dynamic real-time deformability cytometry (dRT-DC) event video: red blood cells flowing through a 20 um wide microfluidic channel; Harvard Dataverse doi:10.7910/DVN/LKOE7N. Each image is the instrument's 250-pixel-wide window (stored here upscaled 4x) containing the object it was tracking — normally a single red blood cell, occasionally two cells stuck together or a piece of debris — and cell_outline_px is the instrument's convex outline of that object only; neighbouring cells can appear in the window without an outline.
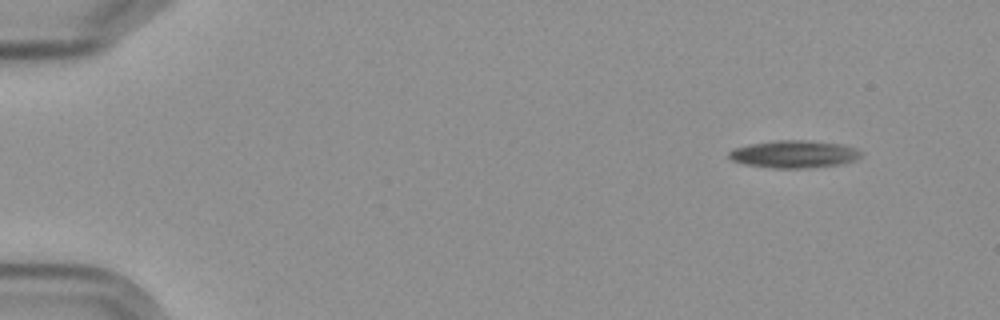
{"species": "Egyptian fruit bat (a non-hibernating species)", "species_latin": "Rousettus aegyptiacus", "temperature_condition": "cold", "stored_images_in_passage": 6, "camera_frame_rate_fps": 3000, "um_per_image_px": 0.085, "frame": {"image": 1, "passage_image": 1, "time_ms": 0.0, "image_size_px": [1000, 320], "cell_outline_px": [[864, 152], [856, 160], [844, 164], [812, 168], [772, 168], [744, 164], [732, 160], [728, 156], [728, 152], [732, 148], [748, 144], [776, 140], [808, 140], [840, 144], [856, 148]], "centroid_in_image_um": [67.51, 13.1], "position_along_channel_um": 17.5, "area_um2": 21.5}}
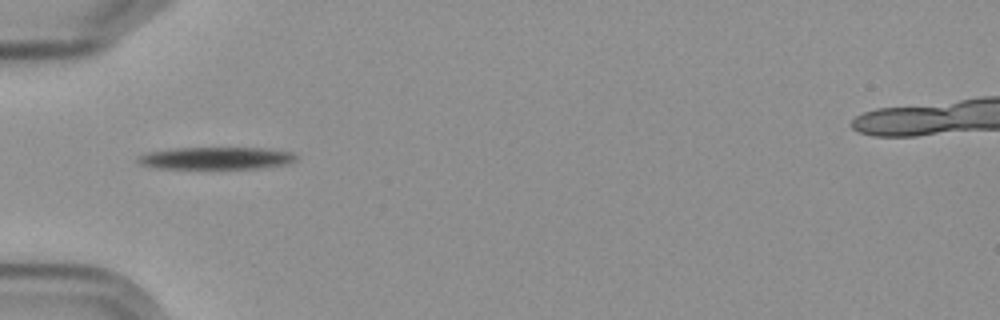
{"frame": {"image": 2, "passage_image": 5, "time_ms": 4.667, "image_size_px": [1000, 320], "cell_outline_px": [[296, 160], [284, 164], [260, 168], [156, 168], [140, 164], [136, 160], [136, 156], [148, 152], [176, 148], [260, 148], [292, 152], [296, 156]], "centroid_in_image_um": [18.31, 13.44], "position_along_channel_um": 66.7, "area_um2": 20.29}}
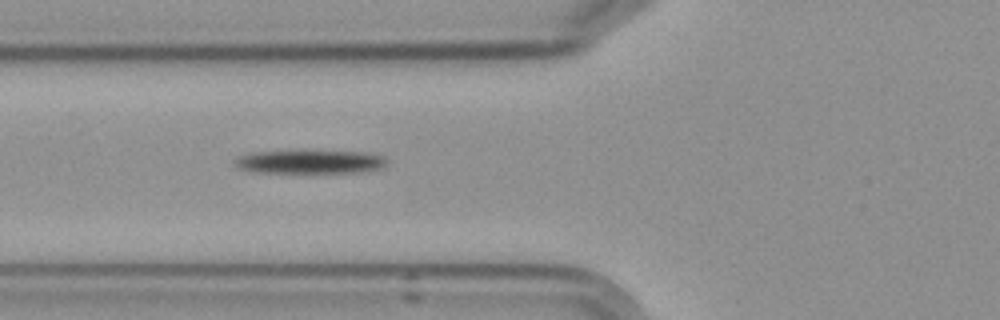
{"frame": {"image": 3, "passage_image": 6, "time_ms": 5.667, "image_size_px": [1000, 320], "cell_outline_px": [[388, 164], [384, 168], [360, 172], [252, 172], [236, 168], [232, 164], [232, 160], [236, 156], [248, 152], [304, 148], [308, 148], [376, 152], [384, 156], [388, 160]], "centroid_in_image_um": [26.34, 13.68], "position_along_channel_um": 99.5, "area_um2": 22.89}}